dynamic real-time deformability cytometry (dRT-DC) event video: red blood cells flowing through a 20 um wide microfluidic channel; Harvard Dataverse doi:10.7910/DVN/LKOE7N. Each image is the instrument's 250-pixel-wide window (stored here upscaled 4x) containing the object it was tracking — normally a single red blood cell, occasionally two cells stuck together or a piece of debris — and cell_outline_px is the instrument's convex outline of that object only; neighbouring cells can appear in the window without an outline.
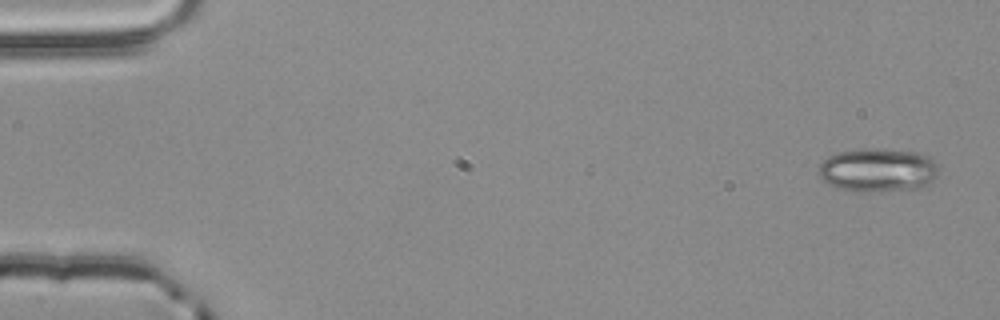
{"species": "common noctule bat (a hibernating species)", "species_latin": "Nyctalus noctula", "temperature_condition": "room temperature", "stored_images_in_passage": 5, "camera_frame_rate_fps": 3000, "um_per_image_px": 0.085, "animal": {"sex": "male", "body_mass_g": 20.4}, "frame": {"image": 1, "passage_image": 1, "time_ms": 0.0, "image_size_px": [1000, 320], "cell_outline_px": [[936, 176], [932, 180], [916, 188], [856, 192], [840, 188], [828, 184], [820, 176], [820, 164], [828, 156], [836, 152], [864, 148], [868, 148], [916, 152], [928, 156], [936, 164]], "centroid_in_image_um": [74.57, 14.44], "position_along_channel_um": 10.4, "area_um2": 29.88}}
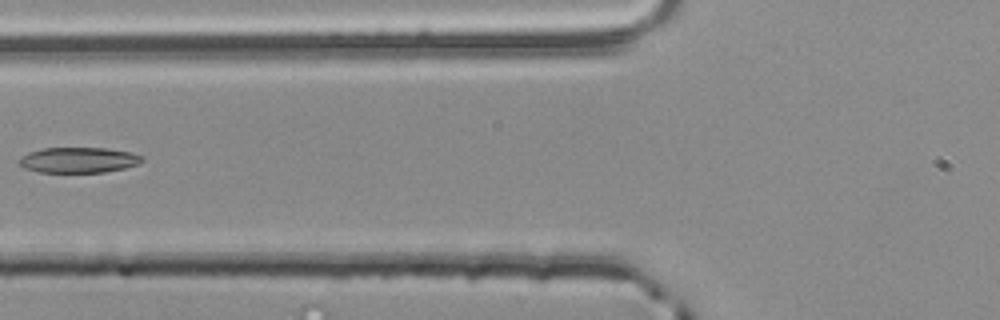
{"frame": {"image": 2, "passage_image": 5, "time_ms": 1.333, "image_size_px": [1000, 320], "cell_outline_px": [[144, 160], [140, 164], [124, 168], [104, 172], [36, 172], [24, 168], [20, 164], [20, 156], [28, 152], [44, 148], [108, 148], [132, 152], [144, 156]], "centroid_in_image_um": [6.71, 13.6], "position_along_channel_um": 119.1, "area_um2": 18.44}}